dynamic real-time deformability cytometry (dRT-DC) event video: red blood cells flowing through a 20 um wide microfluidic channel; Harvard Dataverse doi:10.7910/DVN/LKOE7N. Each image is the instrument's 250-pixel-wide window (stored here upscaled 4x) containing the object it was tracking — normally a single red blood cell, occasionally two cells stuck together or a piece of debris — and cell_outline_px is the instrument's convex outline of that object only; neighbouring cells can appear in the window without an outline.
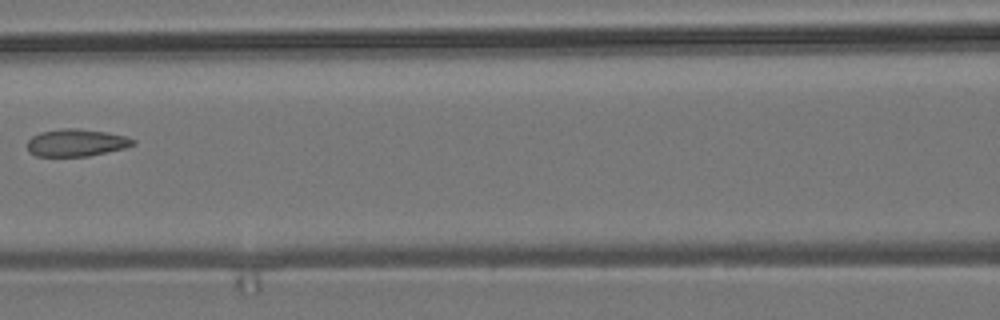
{"species": "common noctule bat (a hibernating species)", "species_latin": "Nyctalus noctula", "temperature_condition": "room temperature", "stored_images_in_passage": 8, "camera_frame_rate_fps": 3000, "um_per_image_px": 0.085, "animal": {"sex": "male", "body_mass_g": 19.2, "forearm_length_mm": 51.8}, "frame": {"image": 1, "passage_image": 7, "time_ms": 7.0, "image_size_px": [1000, 320], "cell_outline_px": [[136, 144], [124, 148], [88, 156], [36, 156], [28, 152], [28, 140], [32, 136], [40, 132], [60, 128], [76, 128], [108, 132], [124, 136], [136, 140]], "centroid_in_image_um": [6.47, 12.12], "position_along_channel_um": 160.1, "area_um2": 16.88}}
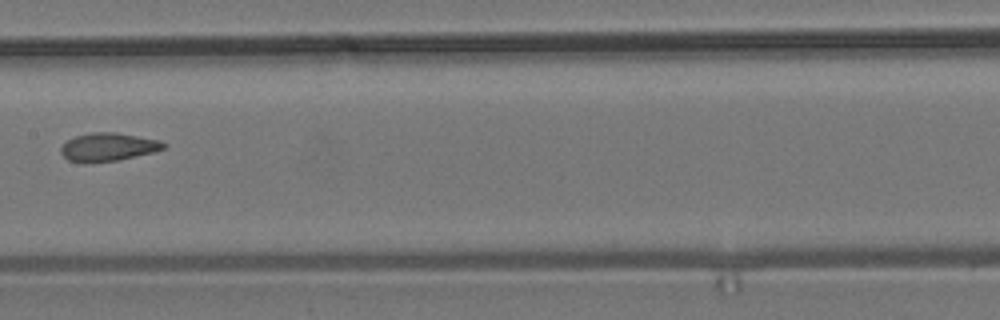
{"frame": {"image": 2, "passage_image": 8, "time_ms": 8.0, "image_size_px": [1000, 320], "cell_outline_px": [[168, 144], [164, 148], [152, 152], [116, 160], [68, 160], [60, 152], [60, 148], [68, 140], [76, 136], [92, 132], [116, 132], [160, 140]], "centroid_in_image_um": [9.24, 12.45], "position_along_channel_um": 198.2, "area_um2": 16.18}}